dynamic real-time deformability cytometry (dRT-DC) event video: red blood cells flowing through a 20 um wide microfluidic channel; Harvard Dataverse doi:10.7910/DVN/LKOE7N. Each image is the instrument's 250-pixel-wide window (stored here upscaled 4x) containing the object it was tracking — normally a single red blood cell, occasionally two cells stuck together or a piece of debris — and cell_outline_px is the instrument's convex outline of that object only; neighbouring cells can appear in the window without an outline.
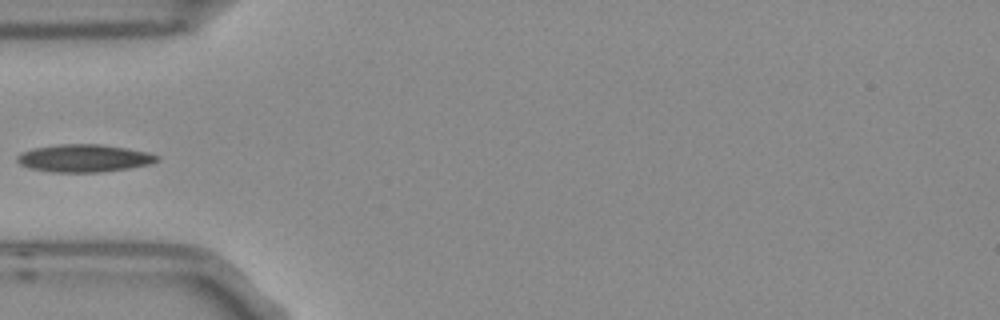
{"species": "Egyptian fruit bat (a non-hibernating species)", "species_latin": "Rousettus aegyptiacus", "temperature_condition": "room temperature", "stored_images_in_passage": 4, "camera_frame_rate_fps": 3000, "um_per_image_px": 0.085, "frame": {"image": 1, "passage_image": 3, "time_ms": 0.667, "image_size_px": [1000, 320], "cell_outline_px": [[160, 160], [148, 164], [128, 168], [100, 172], [52, 172], [28, 168], [20, 164], [16, 160], [16, 156], [24, 152], [36, 148], [60, 144], [100, 144], [148, 152], [160, 156]], "centroid_in_image_um": [7.15, 13.45], "position_along_channel_um": 77.9, "area_um2": 22.31}}